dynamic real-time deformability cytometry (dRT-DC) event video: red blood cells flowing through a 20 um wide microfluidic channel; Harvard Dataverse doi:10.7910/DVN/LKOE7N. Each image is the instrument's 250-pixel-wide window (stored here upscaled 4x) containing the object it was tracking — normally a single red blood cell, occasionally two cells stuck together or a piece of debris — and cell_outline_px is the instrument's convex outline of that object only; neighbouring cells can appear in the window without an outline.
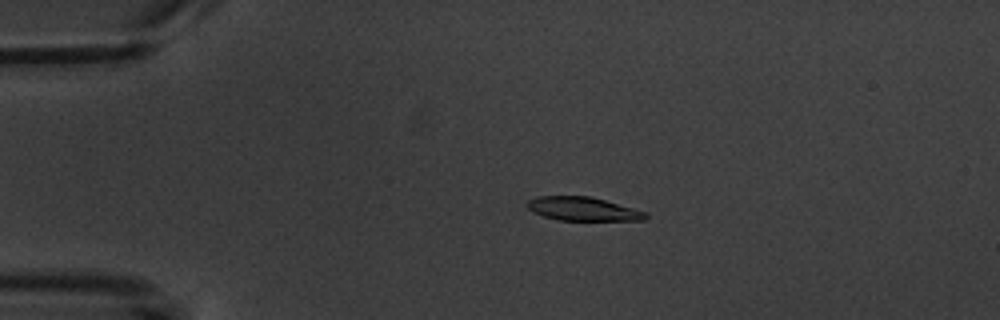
{"species": "common noctule bat (a hibernating species)", "species_latin": "Nyctalus noctula", "temperature_condition": "warm", "stored_images_in_passage": 12, "camera_frame_rate_fps": 3000, "um_per_image_px": 0.085, "animal": {"sex": "male", "body_mass_g": 20.1, "forearm_length_mm": 53.5}, "frame": {"image": 1, "passage_image": 4, "time_ms": 8.0, "image_size_px": [1000, 320], "cell_outline_px": [[648, 216], [644, 220], [556, 220], [532, 212], [524, 204], [528, 200], [540, 196], [592, 196], [648, 212]], "centroid_in_image_um": [49.54, 17.75], "position_along_channel_um": 35.5, "area_um2": 16.47}}
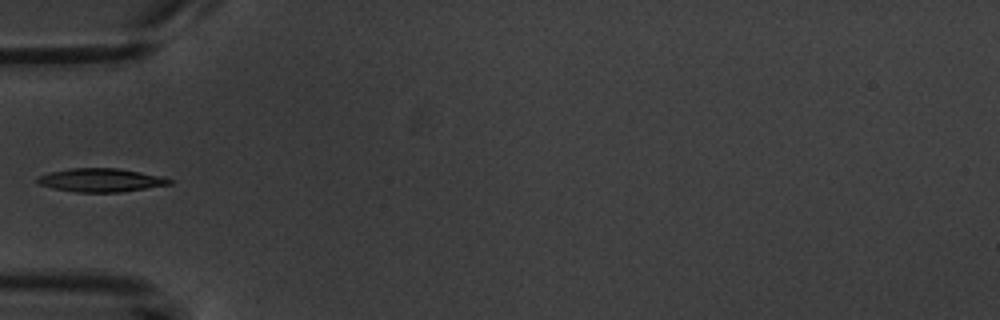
{"frame": {"image": 2, "passage_image": 6, "time_ms": 10.333, "image_size_px": [1000, 320], "cell_outline_px": [[172, 184], [120, 192], [76, 192], [52, 188], [40, 184], [36, 180], [36, 176], [48, 172], [72, 168], [116, 168], [164, 176], [172, 180]], "centroid_in_image_um": [8.56, 15.3], "position_along_channel_um": 76.4, "area_um2": 18.09}}
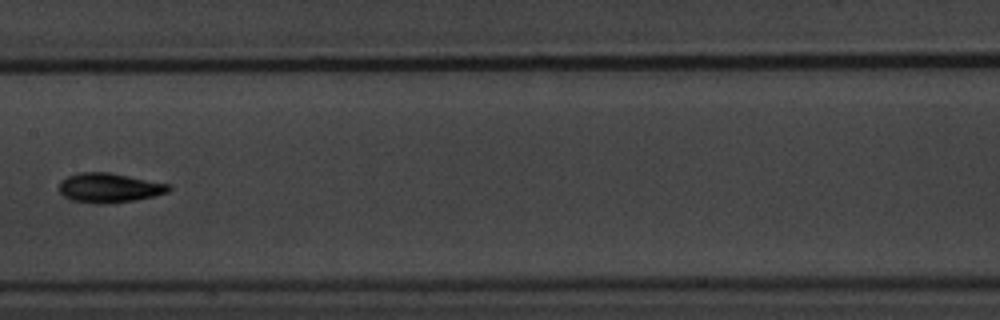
{"frame": {"image": 3, "passage_image": 9, "time_ms": 13.667, "image_size_px": [1000, 320], "cell_outline_px": [[172, 188], [168, 192], [156, 196], [136, 200], [108, 204], [96, 204], [72, 200], [64, 196], [60, 192], [60, 180], [68, 176], [80, 172], [108, 172], [172, 184]], "centroid_in_image_um": [9.33, 15.97], "position_along_channel_um": 198.1, "area_um2": 19.07}}